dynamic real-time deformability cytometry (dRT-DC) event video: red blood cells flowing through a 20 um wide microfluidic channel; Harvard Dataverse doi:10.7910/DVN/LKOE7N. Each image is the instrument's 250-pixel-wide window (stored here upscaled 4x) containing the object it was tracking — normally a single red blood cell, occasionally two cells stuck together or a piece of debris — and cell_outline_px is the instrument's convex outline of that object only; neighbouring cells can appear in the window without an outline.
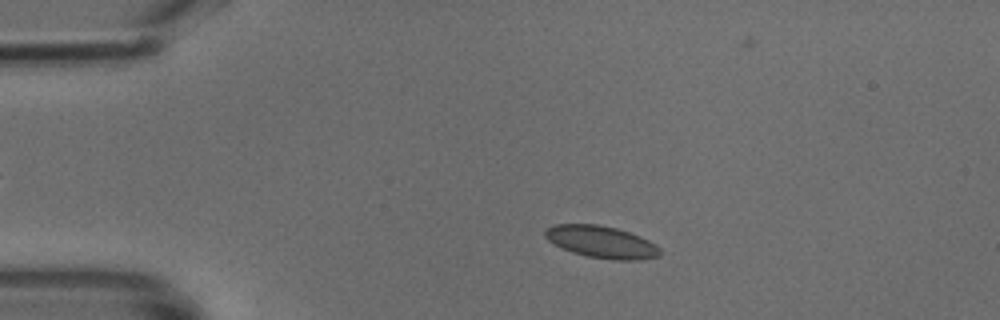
{"species": "common noctule bat (a hibernating species)", "species_latin": "Nyctalus noctula", "temperature_condition": "cold", "stored_images_in_passage": 48, "camera_frame_rate_fps": 3000, "um_per_image_px": 0.085, "animal": {"sex": "male", "body_mass_g": 18.8}, "frame": {"image": 1, "passage_image": 8, "time_ms": 2.333, "image_size_px": [1000, 320], "cell_outline_px": [[660, 256], [640, 260], [612, 260], [588, 256], [572, 252], [548, 240], [544, 236], [544, 232], [548, 228], [556, 224], [596, 224], [616, 228], [640, 236], [656, 244], [660, 248]], "centroid_in_image_um": [51.16, 20.57], "position_along_channel_um": 33.8, "area_um2": 21.33}}
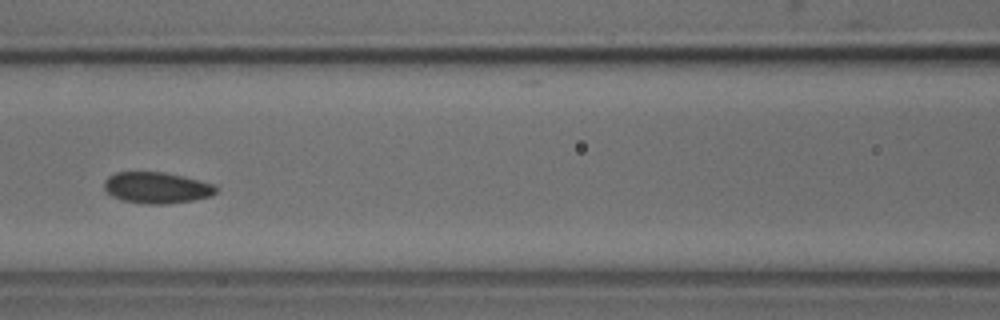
{"frame": {"image": 2, "passage_image": 20, "time_ms": 6.333, "image_size_px": [1000, 320], "cell_outline_px": [[220, 188], [212, 196], [192, 200], [168, 204], [148, 204], [124, 200], [112, 196], [104, 188], [104, 180], [108, 176], [116, 172], [164, 172], [184, 176], [216, 184]], "centroid_in_image_um": [13.37, 15.95], "position_along_channel_um": 153.2, "area_um2": 20.52}}
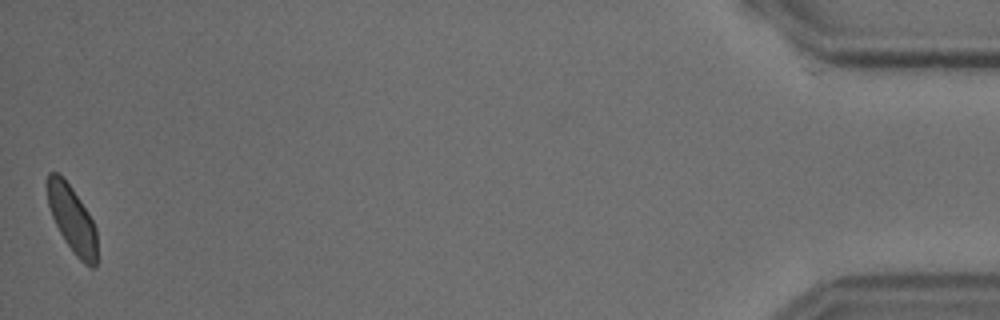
{"frame": {"image": 3, "passage_image": 47, "time_ms": 15.333, "image_size_px": [1000, 320], "cell_outline_px": [[96, 268], [92, 268], [84, 264], [72, 252], [64, 240], [52, 216], [48, 204], [48, 172], [56, 172], [72, 188], [88, 212], [96, 228]], "centroid_in_image_um": [6.15, 18.69], "position_along_channel_um": 429.1, "area_um2": 18.96}}